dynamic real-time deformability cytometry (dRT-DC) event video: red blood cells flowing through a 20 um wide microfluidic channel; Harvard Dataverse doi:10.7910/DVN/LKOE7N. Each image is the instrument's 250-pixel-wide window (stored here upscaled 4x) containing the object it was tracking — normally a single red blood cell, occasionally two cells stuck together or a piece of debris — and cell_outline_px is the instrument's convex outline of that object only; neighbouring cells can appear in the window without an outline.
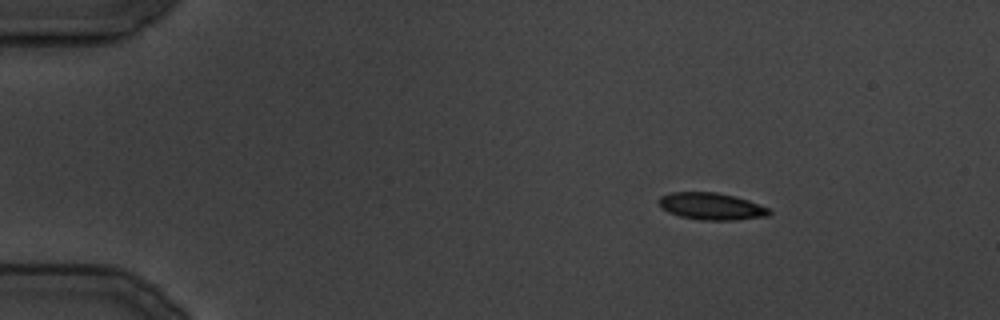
{"species": "common noctule bat (a hibernating species)", "species_latin": "Nyctalus noctula", "temperature_condition": "cold", "stored_images_in_passage": 11, "camera_frame_rate_fps": 3000, "um_per_image_px": 0.085, "animal": {"sex": "male", "body_mass_g": 19.5, "forearm_length_mm": 54.6}, "frame": {"image": 1, "passage_image": 4, "time_ms": 4.333, "image_size_px": [1000, 320], "cell_outline_px": [[772, 212], [768, 216], [736, 220], [700, 220], [680, 216], [668, 212], [656, 200], [660, 196], [672, 192], [716, 192], [736, 196], [748, 200], [768, 208]], "centroid_in_image_um": [60.47, 17.53], "position_along_channel_um": 24.5, "area_um2": 17.4}}